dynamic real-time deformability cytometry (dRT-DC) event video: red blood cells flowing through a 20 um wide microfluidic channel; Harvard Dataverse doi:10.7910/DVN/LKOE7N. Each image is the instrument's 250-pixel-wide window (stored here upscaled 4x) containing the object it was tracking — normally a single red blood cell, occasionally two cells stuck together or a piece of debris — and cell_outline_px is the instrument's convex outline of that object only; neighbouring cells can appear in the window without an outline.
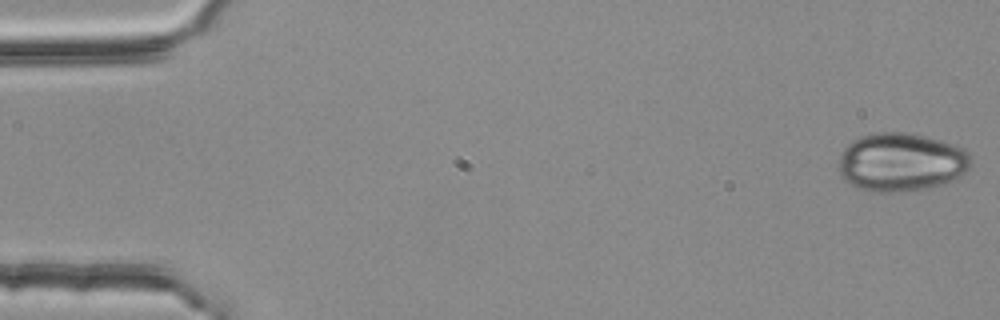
{"species": "common noctule bat (a hibernating species)", "species_latin": "Nyctalus noctula", "temperature_condition": "room temperature", "stored_images_in_passage": 12, "camera_frame_rate_fps": 3000, "um_per_image_px": 0.085, "animal": {"sex": "female", "body_mass_g": 25.1}, "frame": {"image": 1, "passage_image": 1, "time_ms": 0.0, "image_size_px": [1000, 320], "cell_outline_px": [[972, 164], [968, 172], [944, 184], [924, 188], [892, 192], [872, 192], [860, 188], [840, 180], [840, 156], [844, 148], [852, 140], [860, 136], [880, 132], [904, 132], [940, 140], [956, 144], [964, 148], [968, 152]], "centroid_in_image_um": [76.61, 13.78], "position_along_channel_um": 8.4, "area_um2": 45.26}}